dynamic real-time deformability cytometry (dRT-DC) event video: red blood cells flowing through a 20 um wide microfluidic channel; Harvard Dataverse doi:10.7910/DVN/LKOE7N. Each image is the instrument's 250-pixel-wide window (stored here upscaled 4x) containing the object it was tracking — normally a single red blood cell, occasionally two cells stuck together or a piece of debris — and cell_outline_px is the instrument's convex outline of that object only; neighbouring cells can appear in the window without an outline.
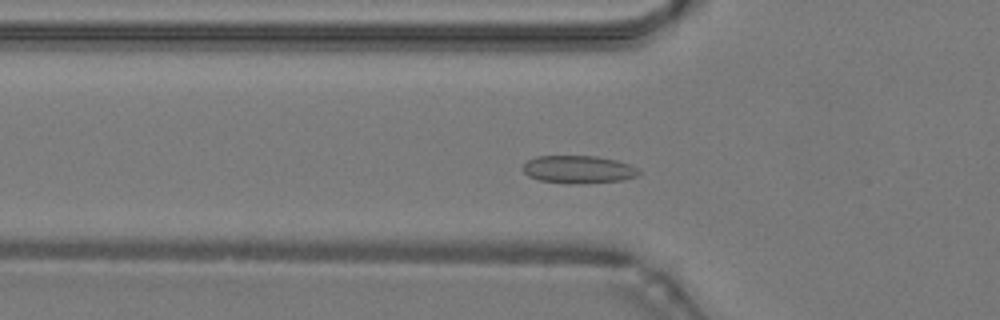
{"species": "common noctule bat (a hibernating species)", "species_latin": "Nyctalus noctula", "temperature_condition": "warm", "stored_images_in_passage": 44, "camera_frame_rate_fps": 3000, "um_per_image_px": 0.085, "animal": {"sex": "male", "body_mass_g": 19.2, "forearm_length_mm": 51.8}, "frame": {"image": 1, "passage_image": 12, "time_ms": 3.667, "image_size_px": [1000, 320], "cell_outline_px": [[640, 172], [636, 176], [624, 180], [576, 184], [568, 184], [540, 180], [528, 176], [524, 172], [524, 164], [528, 160], [536, 156], [596, 156], [616, 160], [628, 164], [636, 168]], "centroid_in_image_um": [49.15, 14.41], "position_along_channel_um": 76.6, "area_um2": 18.67}}
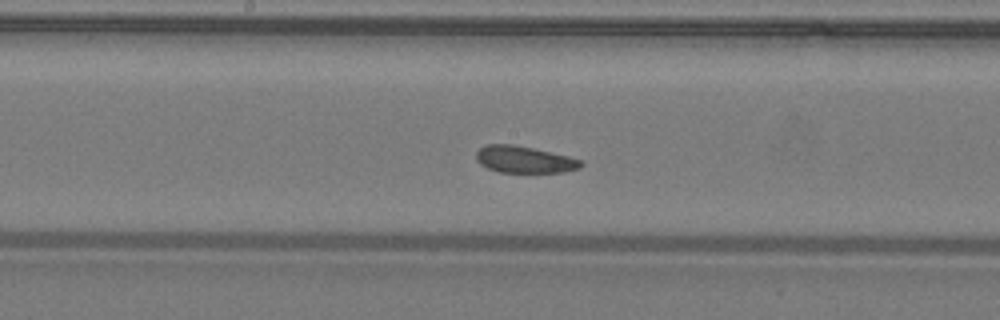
{"frame": {"image": 2, "passage_image": 21, "time_ms": 6.667, "image_size_px": [1000, 320], "cell_outline_px": [[584, 164], [580, 168], [564, 172], [500, 172], [488, 168], [480, 164], [476, 160], [476, 152], [480, 148], [488, 144], [512, 144], [532, 148], [568, 156], [584, 160]], "centroid_in_image_um": [44.59, 13.56], "position_along_channel_um": 203.6, "area_um2": 16.36}}
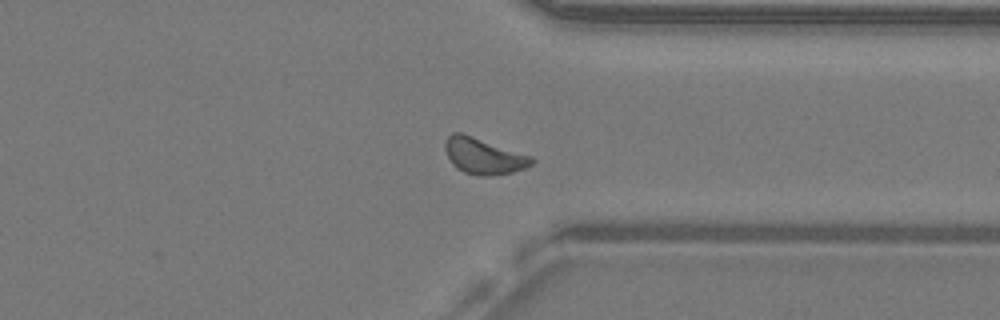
{"frame": {"image": 3, "passage_image": 33, "time_ms": 10.667, "image_size_px": [1000, 320], "cell_outline_px": [[536, 160], [532, 164], [524, 168], [512, 172], [488, 176], [480, 176], [464, 172], [456, 168], [452, 164], [444, 148], [444, 144], [448, 136], [452, 132], [460, 132], [532, 156]], "centroid_in_image_um": [41.1, 13.26], "position_along_channel_um": 370.3, "area_um2": 18.09}, "authors_computed_cell_mechanics": {"area_um2": 17.4267, "velocity_mm_per_s": 4.2194, "shape_relaxation_time_tau1_ms": null, "shape_relaxation_time_tau2_ms": 1.6177, "deformation_change_tau1": null, "deformation_change_tau2": 0.0641}}